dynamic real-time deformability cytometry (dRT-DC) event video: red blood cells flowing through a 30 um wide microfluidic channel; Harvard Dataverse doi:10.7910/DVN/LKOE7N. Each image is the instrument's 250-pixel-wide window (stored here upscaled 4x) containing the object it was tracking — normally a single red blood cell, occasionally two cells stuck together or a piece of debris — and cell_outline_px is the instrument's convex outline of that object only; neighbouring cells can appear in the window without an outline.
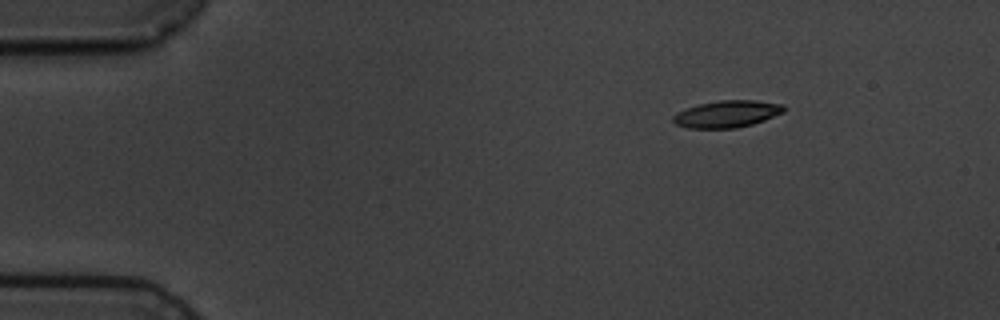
{"species": "common noctule bat (a hibernating species)", "species_latin": "Nyctalus noctula", "temperature_condition": "cold", "stored_images_in_passage": 7, "camera_frame_rate_fps": 3000, "um_per_image_px": 0.085, "animal": {"sex": "male", "body_mass_g": 19.5, "forearm_length_mm": 54.6}, "frame": {"image": 1, "passage_image": 1, "time_ms": 0.0, "image_size_px": [1000, 320], "cell_outline_px": [[784, 112], [764, 120], [752, 124], [736, 128], [688, 128], [676, 124], [672, 120], [672, 116], [676, 112], [700, 104], [720, 100], [756, 100], [784, 104]], "centroid_in_image_um": [61.8, 9.68], "position_along_channel_um": 23.2, "area_um2": 17.34}}
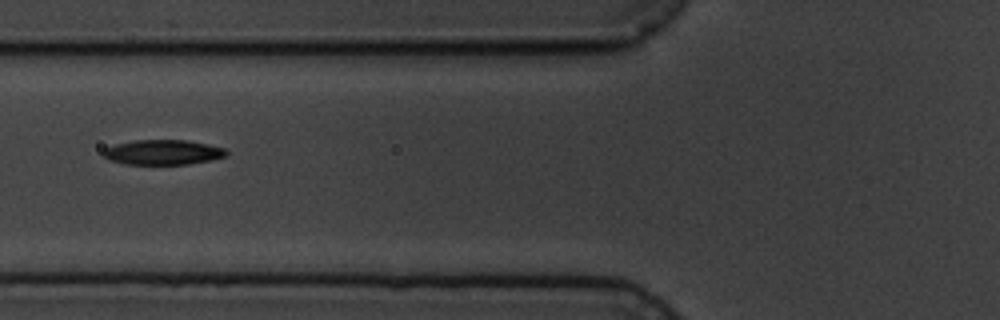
{"frame": {"image": 2, "passage_image": 5, "time_ms": 4.667, "image_size_px": [1000, 320], "cell_outline_px": [[228, 152], [224, 156], [212, 160], [188, 164], [124, 164], [108, 160], [100, 152], [104, 148], [116, 144], [136, 140], [188, 140], [208, 144], [224, 148]], "centroid_in_image_um": [13.81, 12.94], "position_along_channel_um": 112.0, "area_um2": 17.98}}
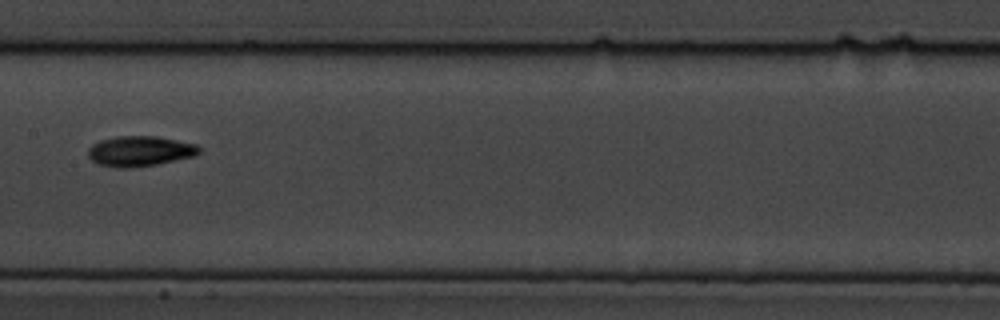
{"frame": {"image": 3, "passage_image": 7, "time_ms": 7.0, "image_size_px": [1000, 320], "cell_outline_px": [[200, 152], [196, 156], [156, 164], [132, 168], [116, 168], [96, 164], [88, 156], [88, 148], [92, 144], [100, 140], [116, 136], [156, 136], [196, 144], [200, 148]], "centroid_in_image_um": [11.86, 12.85], "position_along_channel_um": 195.5, "area_um2": 19.77}}